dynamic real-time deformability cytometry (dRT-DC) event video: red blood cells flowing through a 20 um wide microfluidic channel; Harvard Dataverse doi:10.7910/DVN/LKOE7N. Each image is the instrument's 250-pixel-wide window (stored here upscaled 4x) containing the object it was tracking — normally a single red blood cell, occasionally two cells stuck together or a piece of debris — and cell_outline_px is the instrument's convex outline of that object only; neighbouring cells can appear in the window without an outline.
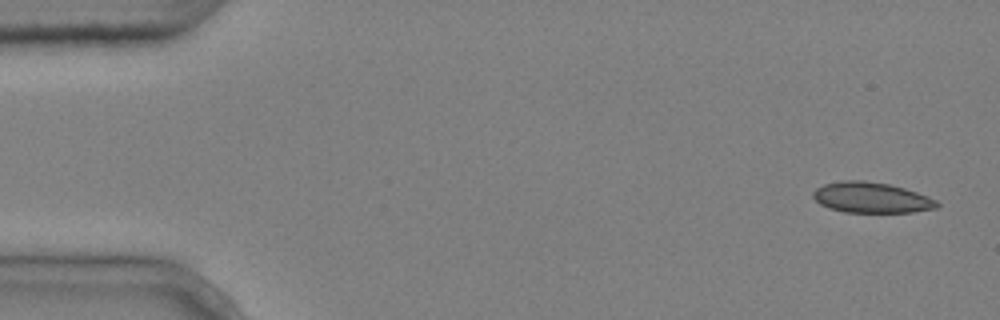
{"species": "common noctule bat (a hibernating species)", "species_latin": "Nyctalus noctula", "temperature_condition": "cold", "stored_images_in_passage": 6, "camera_frame_rate_fps": 3000, "um_per_image_px": 0.085, "animal": {"sex": "male", "body_mass_g": 20.4}, "frame": {"image": 1, "passage_image": 1, "time_ms": 0.0, "image_size_px": [1000, 320], "cell_outline_px": [[940, 204], [936, 208], [912, 212], [844, 212], [828, 208], [820, 204], [812, 196], [812, 192], [816, 188], [824, 184], [840, 180], [864, 180], [888, 184], [904, 188], [928, 196], [936, 200]], "centroid_in_image_um": [74.04, 16.79], "position_along_channel_um": 11.0, "area_um2": 22.14}}
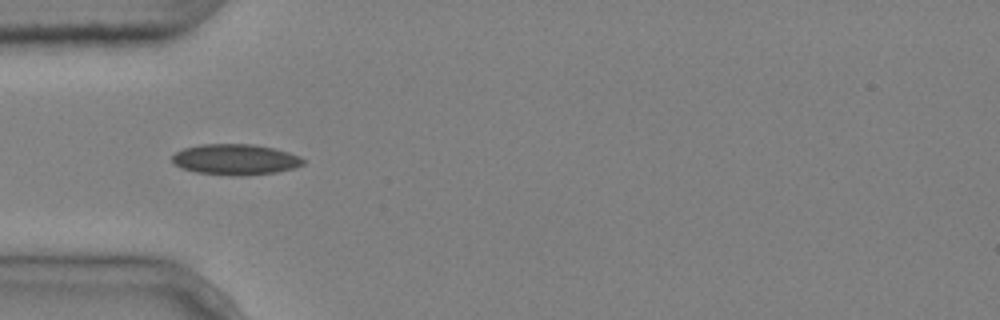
{"frame": {"image": 2, "passage_image": 5, "time_ms": 1.333, "image_size_px": [1000, 320], "cell_outline_px": [[304, 164], [292, 168], [276, 172], [244, 176], [232, 176], [196, 172], [180, 168], [172, 164], [172, 156], [176, 152], [184, 148], [200, 144], [252, 144], [272, 148], [288, 152], [300, 156], [304, 160]], "centroid_in_image_um": [19.97, 13.56], "position_along_channel_um": 65.0, "area_um2": 23.58}}